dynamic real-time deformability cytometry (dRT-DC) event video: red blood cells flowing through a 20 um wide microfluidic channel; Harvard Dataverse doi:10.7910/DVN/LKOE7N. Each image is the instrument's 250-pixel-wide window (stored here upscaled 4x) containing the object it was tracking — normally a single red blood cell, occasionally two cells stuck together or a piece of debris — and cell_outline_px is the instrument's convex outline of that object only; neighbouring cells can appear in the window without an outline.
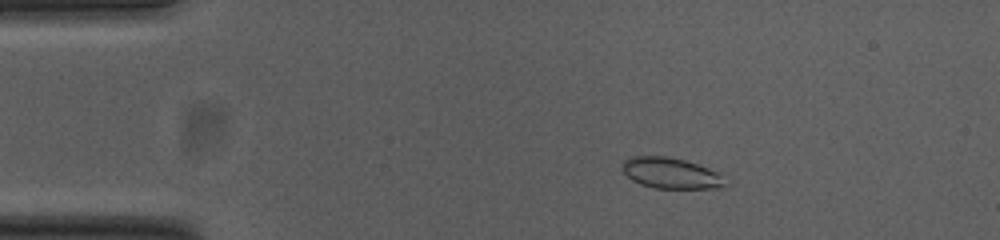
{"species": "common noctule bat (a hibernating species)", "species_latin": "Nyctalus noctula", "temperature_condition": "cold", "stored_images_in_passage": 15, "camera_frame_rate_fps": 3000, "um_per_image_px": 0.085, "animal": {"sex": "female", "body_mass_g": 23.0, "forearm_length_mm": 53.4}, "frame": {"image": 1, "passage_image": 9, "time_ms": 2.667, "image_size_px": [1000, 240], "cell_outline_px": [[728, 184], [724, 188], [656, 188], [640, 184], [632, 180], [624, 172], [624, 160], [632, 156], [668, 156], [684, 160], [708, 168], [716, 172]], "centroid_in_image_um": [57.03, 14.72], "position_along_channel_um": 28.0, "area_um2": 18.26}}